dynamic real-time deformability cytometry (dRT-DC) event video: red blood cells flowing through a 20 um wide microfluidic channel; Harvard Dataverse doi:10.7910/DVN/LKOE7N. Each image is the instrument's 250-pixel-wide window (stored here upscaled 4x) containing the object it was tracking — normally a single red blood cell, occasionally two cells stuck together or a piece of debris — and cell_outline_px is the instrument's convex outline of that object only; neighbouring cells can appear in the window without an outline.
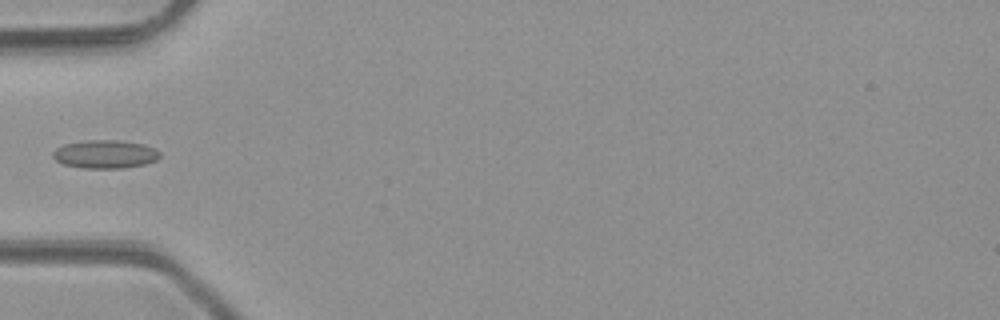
{"species": "common noctule bat (a hibernating species)", "species_latin": "Nyctalus noctula", "temperature_condition": "room temperature", "stored_images_in_passage": 4, "camera_frame_rate_fps": 3000, "um_per_image_px": 0.085, "animal": {"sex": "male", "body_mass_g": 23.1, "forearm_length_mm": 52.7}, "frame": {"image": 1, "passage_image": 3, "time_ms": 2.333, "image_size_px": [1000, 320], "cell_outline_px": [[160, 156], [156, 160], [144, 164], [120, 168], [80, 168], [64, 164], [56, 160], [52, 156], [52, 152], [56, 148], [64, 144], [88, 140], [116, 140], [144, 144], [156, 148], [160, 152]], "centroid_in_image_um": [8.93, 13.1], "position_along_channel_um": 76.1, "area_um2": 17.63}}
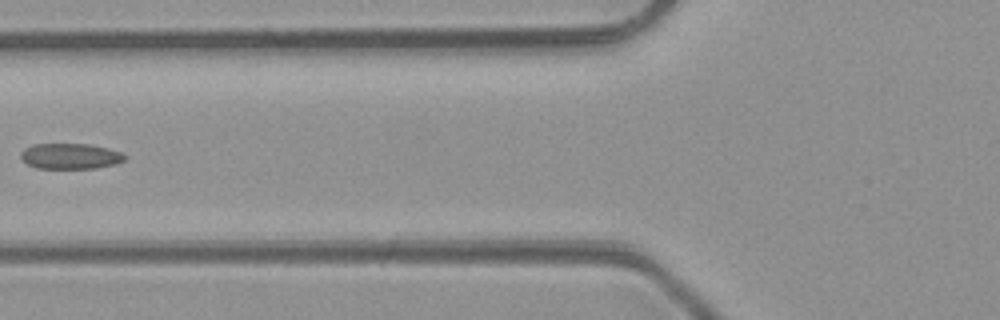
{"frame": {"image": 2, "passage_image": 4, "time_ms": 3.333, "image_size_px": [1000, 320], "cell_outline_px": [[128, 156], [124, 160], [116, 164], [96, 168], [36, 168], [28, 164], [20, 156], [20, 152], [24, 148], [32, 144], [92, 144], [108, 148], [120, 152]], "centroid_in_image_um": [5.99, 13.27], "position_along_channel_um": 119.8, "area_um2": 15.61}}